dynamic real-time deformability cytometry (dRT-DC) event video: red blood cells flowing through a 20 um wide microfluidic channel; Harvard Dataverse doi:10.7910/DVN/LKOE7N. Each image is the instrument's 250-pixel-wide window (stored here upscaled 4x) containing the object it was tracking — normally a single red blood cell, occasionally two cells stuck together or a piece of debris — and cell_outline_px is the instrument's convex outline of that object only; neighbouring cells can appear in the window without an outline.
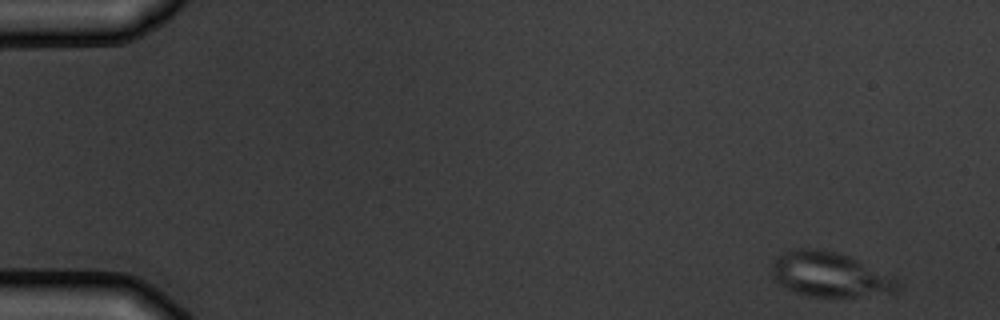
{"species": "common noctule bat (a hibernating species)", "species_latin": "Nyctalus noctula", "temperature_condition": "warm", "stored_images_in_passage": 4, "camera_frame_rate_fps": 3000, "um_per_image_px": 0.085, "animal": {"sex": "male", "body_mass_g": 19.5, "forearm_length_mm": 54.6}, "frame": {"image": 1, "passage_image": 1, "time_ms": 0.0, "image_size_px": [1000, 320], "cell_outline_px": [[900, 288], [896, 292], [856, 296], [808, 296], [796, 292], [780, 284], [772, 276], [772, 264], [776, 256], [800, 248], [804, 248], [836, 252], [848, 256], [892, 276], [900, 284]], "centroid_in_image_um": [70.53, 23.34], "position_along_channel_um": 14.5, "area_um2": 32.02}}